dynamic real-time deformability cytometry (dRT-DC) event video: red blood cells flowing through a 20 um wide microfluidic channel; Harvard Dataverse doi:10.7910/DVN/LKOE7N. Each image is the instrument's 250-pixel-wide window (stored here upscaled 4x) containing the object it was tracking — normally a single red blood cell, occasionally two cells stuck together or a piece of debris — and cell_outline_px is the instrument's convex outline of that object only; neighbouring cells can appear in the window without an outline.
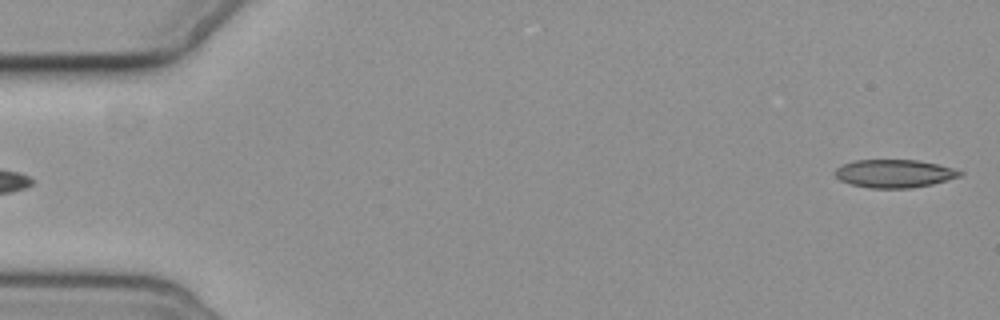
{"species": "common noctule bat (a hibernating species)", "species_latin": "Nyctalus noctula", "temperature_condition": "cold", "stored_images_in_passage": 5, "segment_of_instrument_passage": [2, 2], "camera_frame_rate_fps": 3000, "um_per_image_px": 0.085, "animal": {"sex": "female", "body_mass_g": 19.3, "forearm_length_mm": 54.1}, "frame": {"image": 1, "passage_image": 5, "time_ms": 5.333, "image_size_px": [1000, 320], "cell_outline_px": [[964, 172], [960, 176], [932, 184], [912, 188], [868, 188], [852, 184], [840, 180], [832, 172], [836, 168], [852, 160], [916, 160], [936, 164], [952, 168]], "centroid_in_image_um": [75.98, 14.75], "position_along_channel_um": 9.0, "area_um2": 20.35}}